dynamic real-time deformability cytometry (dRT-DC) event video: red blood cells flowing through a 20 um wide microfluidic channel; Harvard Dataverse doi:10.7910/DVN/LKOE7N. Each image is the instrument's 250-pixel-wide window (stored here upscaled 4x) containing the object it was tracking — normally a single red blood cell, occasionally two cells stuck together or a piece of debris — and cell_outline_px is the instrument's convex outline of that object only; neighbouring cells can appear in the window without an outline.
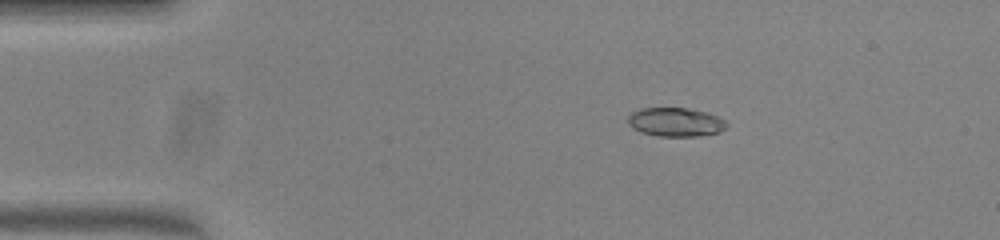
{"species": "common noctule bat (a hibernating species)", "species_latin": "Nyctalus noctula", "temperature_condition": "warm", "stored_images_in_passage": 47, "camera_frame_rate_fps": 3000, "um_per_image_px": 0.085, "animal": {"sex": "female", "body_mass_g": 23.0, "forearm_length_mm": 53.4}, "frame": {"image": 1, "passage_image": 5, "time_ms": 1.333, "image_size_px": [1000, 240], "cell_outline_px": [[728, 124], [720, 132], [700, 136], [660, 136], [640, 132], [632, 128], [628, 124], [628, 116], [632, 112], [640, 108], [688, 108], [708, 112], [724, 120]], "centroid_in_image_um": [57.41, 10.37], "position_along_channel_um": 27.6, "area_um2": 16.65}}
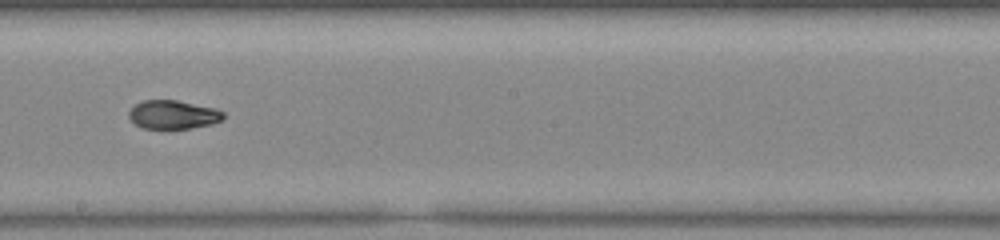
{"frame": {"image": 2, "passage_image": 25, "time_ms": 8.0, "image_size_px": [1000, 240], "cell_outline_px": [[224, 116], [220, 120], [212, 124], [188, 128], [140, 128], [128, 116], [128, 112], [136, 104], [144, 100], [176, 100], [212, 108], [224, 112]], "centroid_in_image_um": [14.68, 9.74], "position_along_channel_um": 233.5, "area_um2": 15.43}}
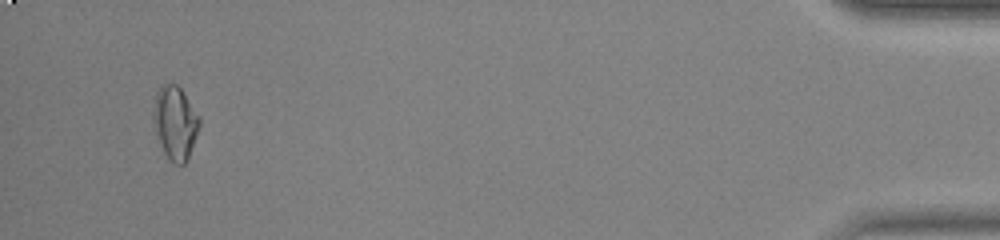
{"frame": {"image": 3, "passage_image": 45, "time_ms": 14.667, "image_size_px": [1000, 240], "cell_outline_px": [[200, 124], [188, 160], [184, 164], [172, 164], [168, 160], [164, 152], [152, 120], [152, 112], [156, 92], [160, 84], [176, 84], [180, 88], [200, 116]], "centroid_in_image_um": [14.88, 10.43], "position_along_channel_um": 420.3, "area_um2": 19.77}, "authors_computed_cell_mechanics": {"area_um2": 16.762, "velocity_mm_per_s": 4.0058, "shape_relaxation_time_tau1_ms": 9.5774, "shape_relaxation_time_tau2_ms": 1.618, "deformation_change_tau1": 0.2758, "deformation_change_tau2": 0.0476}}